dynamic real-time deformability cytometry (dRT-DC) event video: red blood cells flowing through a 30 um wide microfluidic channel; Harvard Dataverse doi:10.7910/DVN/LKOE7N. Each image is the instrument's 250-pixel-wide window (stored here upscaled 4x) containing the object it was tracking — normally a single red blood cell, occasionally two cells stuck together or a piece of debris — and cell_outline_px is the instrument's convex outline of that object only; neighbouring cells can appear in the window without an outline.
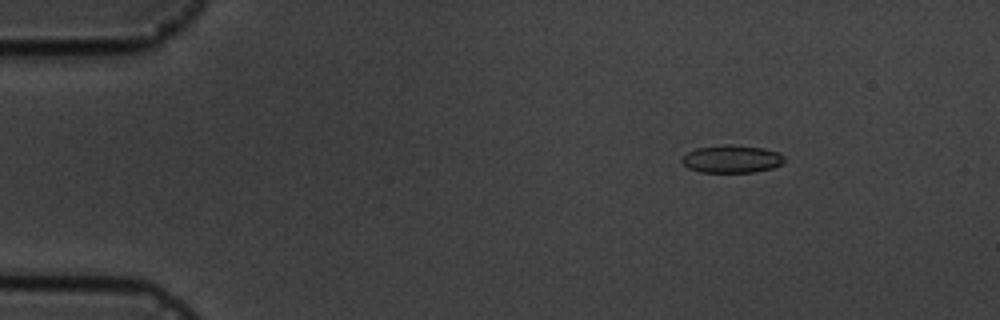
{"species": "common noctule bat (a hibernating species)", "species_latin": "Nyctalus noctula", "temperature_condition": "cold", "stored_images_in_passage": 15, "camera_frame_rate_fps": 3000, "um_per_image_px": 0.085, "animal": {"sex": "male", "body_mass_g": 19.5, "forearm_length_mm": 54.6}, "frame": {"image": 1, "passage_image": 2, "time_ms": 1.333, "image_size_px": [1000, 320], "cell_outline_px": [[784, 164], [772, 168], [756, 172], [700, 172], [688, 168], [680, 160], [688, 152], [696, 148], [724, 144], [732, 144], [764, 148], [780, 152], [784, 156]], "centroid_in_image_um": [62.23, 13.51], "position_along_channel_um": 22.8, "area_um2": 16.76}}
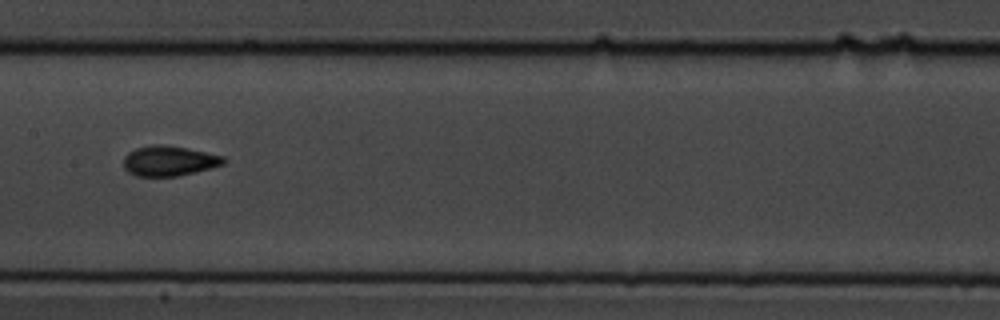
{"frame": {"image": 2, "passage_image": 8, "time_ms": 8.333, "image_size_px": [1000, 320], "cell_outline_px": [[228, 160], [224, 164], [196, 172], [176, 176], [136, 176], [128, 172], [124, 168], [124, 156], [128, 152], [136, 148], [152, 144], [160, 144], [184, 148], [224, 156]], "centroid_in_image_um": [14.36, 13.68], "position_along_channel_um": 193.0, "area_um2": 17.51}}
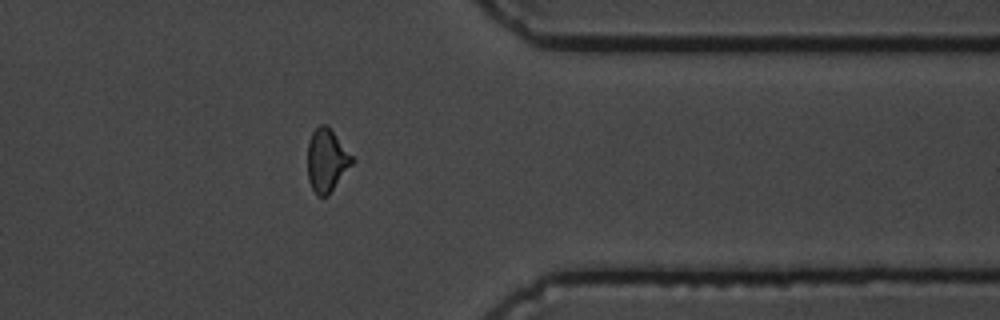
{"frame": {"image": 3, "passage_image": 13, "time_ms": 14.0, "image_size_px": [1000, 320], "cell_outline_px": [[356, 160], [328, 196], [316, 196], [308, 180], [308, 140], [312, 132], [320, 124], [328, 124]], "centroid_in_image_um": [27.78, 13.62], "position_along_channel_um": 383.6, "area_um2": 16.65}, "authors_computed_cell_mechanics": {"area_um2": 16.6464, "velocity_mm_per_s": 3.5553, "shape_relaxation_time_tau1_ms": 2.8984, "shape_relaxation_time_tau2_ms": 1.4776, "deformation_change_tau1": 0.08, "deformation_change_tau2": 0.0316}}